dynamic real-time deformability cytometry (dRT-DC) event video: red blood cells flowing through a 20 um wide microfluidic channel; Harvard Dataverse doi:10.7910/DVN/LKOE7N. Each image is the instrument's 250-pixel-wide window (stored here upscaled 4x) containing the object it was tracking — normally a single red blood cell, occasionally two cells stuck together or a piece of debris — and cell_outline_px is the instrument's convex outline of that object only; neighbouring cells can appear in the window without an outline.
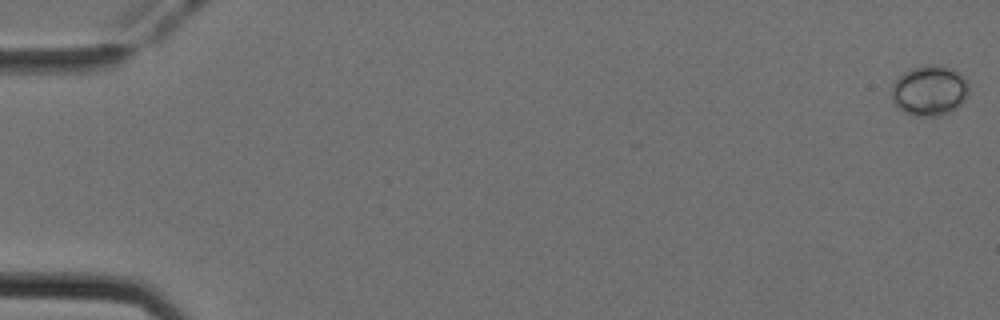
{"species": "Egyptian fruit bat (a non-hibernating species)", "species_latin": "Rousettus aegyptiacus", "temperature_condition": "cold", "stored_images_in_passage": 49, "camera_frame_rate_fps": 3000, "um_per_image_px": 0.085, "animal": {"sex": "female"}, "frame": {"image": 1, "passage_image": 1, "time_ms": 0.0, "image_size_px": [1000, 320], "cell_outline_px": [[968, 96], [956, 108], [940, 116], [916, 116], [904, 112], [892, 100], [892, 84], [904, 72], [912, 68], [932, 64], [948, 68], [960, 72], [964, 76], [968, 84]], "centroid_in_image_um": [79.02, 7.7], "position_along_channel_um": 6.0, "area_um2": 22.48}}
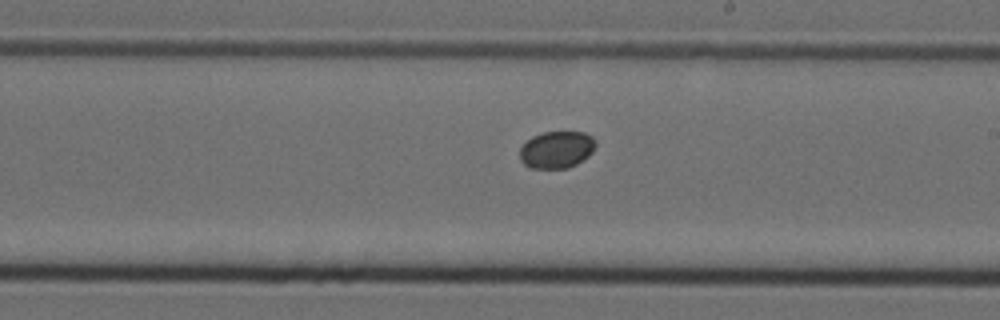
{"frame": {"image": 2, "passage_image": 31, "time_ms": 10.0, "image_size_px": [1000, 320], "cell_outline_px": [[596, 144], [592, 152], [588, 156], [576, 164], [568, 168], [528, 168], [520, 160], [520, 148], [532, 136], [544, 132], [584, 132], [592, 136], [596, 140]], "centroid_in_image_um": [47.32, 12.72], "position_along_channel_um": 241.7, "area_um2": 16.42}}
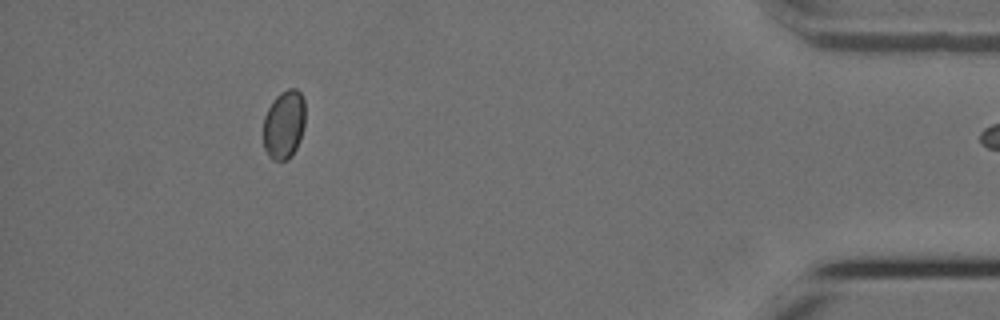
{"frame": {"image": 3, "passage_image": 48, "time_ms": 15.667, "image_size_px": [1000, 320], "cell_outline_px": [[304, 124], [300, 140], [292, 156], [288, 160], [272, 160], [268, 156], [264, 148], [264, 116], [272, 100], [280, 92], [288, 88], [296, 88], [300, 92], [304, 100]], "centroid_in_image_um": [24.14, 10.58], "position_along_channel_um": 411.1, "area_um2": 16.94}}